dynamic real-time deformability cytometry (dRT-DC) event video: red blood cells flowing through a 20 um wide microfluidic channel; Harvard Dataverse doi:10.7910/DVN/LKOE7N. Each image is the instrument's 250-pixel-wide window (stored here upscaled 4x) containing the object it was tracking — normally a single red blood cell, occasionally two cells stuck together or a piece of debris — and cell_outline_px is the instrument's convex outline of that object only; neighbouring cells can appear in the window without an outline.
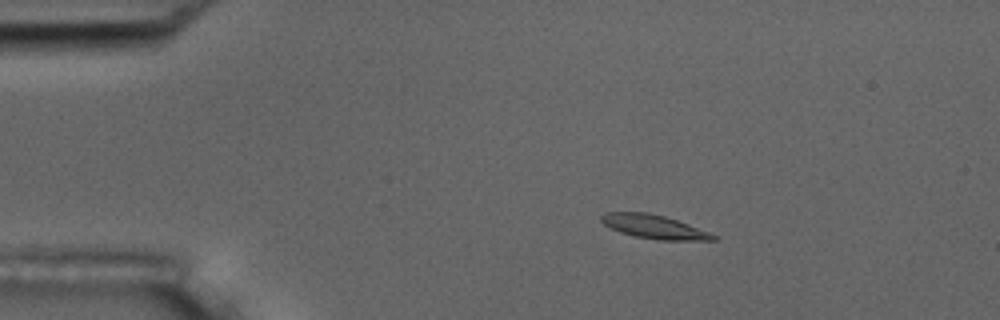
{"species": "common noctule bat (a hibernating species)", "species_latin": "Nyctalus noctula", "temperature_condition": "room temperature", "stored_images_in_passage": 6, "camera_frame_rate_fps": 3000, "um_per_image_px": 0.085, "animal": {"sex": "male", "body_mass_g": 17.5, "forearm_length_mm": 52.3}, "frame": {"image": 1, "passage_image": 4, "time_ms": 3.333, "image_size_px": [1000, 320], "cell_outline_px": [[720, 236], [716, 240], [660, 240], [636, 236], [620, 232], [604, 224], [600, 220], [600, 216], [604, 212], [648, 212], [664, 216], [688, 224]], "centroid_in_image_um": [55.61, 19.27], "position_along_channel_um": 29.4, "area_um2": 15.43}}
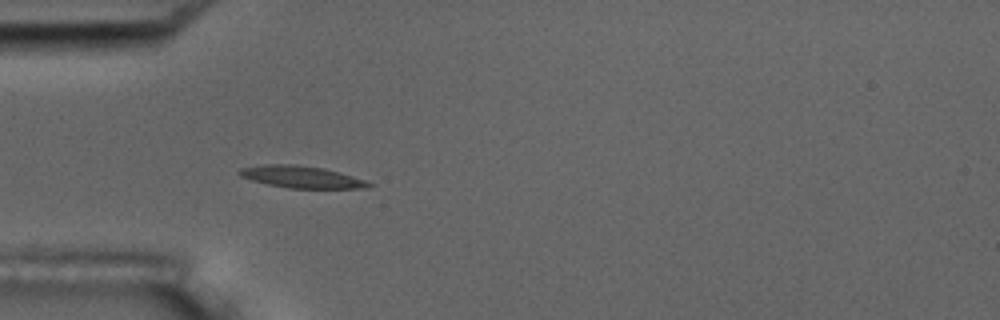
{"frame": {"image": 2, "passage_image": 6, "time_ms": 5.667, "image_size_px": [1000, 320], "cell_outline_px": [[372, 184], [368, 188], [288, 188], [268, 184], [252, 180], [240, 176], [236, 172], [240, 168], [264, 164], [296, 164], [324, 168], [352, 176], [364, 180]], "centroid_in_image_um": [25.57, 15.03], "position_along_channel_um": 59.4, "area_um2": 16.47}}